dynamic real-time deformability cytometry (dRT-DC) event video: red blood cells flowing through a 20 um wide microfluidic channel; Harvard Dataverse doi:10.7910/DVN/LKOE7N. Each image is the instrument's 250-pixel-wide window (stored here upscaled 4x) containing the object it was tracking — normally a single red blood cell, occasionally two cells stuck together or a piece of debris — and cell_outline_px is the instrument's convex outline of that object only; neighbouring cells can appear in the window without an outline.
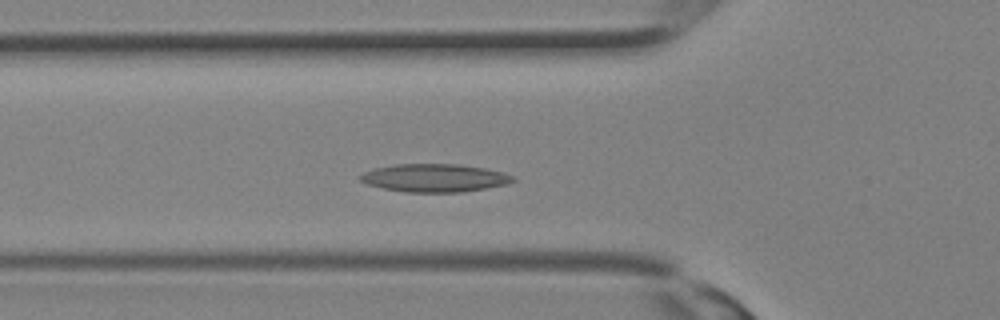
{"species": "Egyptian fruit bat (a non-hibernating species)", "species_latin": "Rousettus aegyptiacus", "temperature_condition": "room temperature", "stored_images_in_passage": 25, "camera_frame_rate_fps": 3000, "um_per_image_px": 0.085, "animal": {"sex": "female"}, "frame": {"image": 1, "passage_image": 7, "time_ms": 2.0, "image_size_px": [1000, 320], "cell_outline_px": [[516, 180], [508, 184], [460, 192], [404, 192], [384, 188], [368, 184], [360, 180], [360, 176], [364, 172], [372, 168], [396, 164], [456, 164], [484, 168], [516, 176]], "centroid_in_image_um": [36.94, 15.12], "position_along_channel_um": 88.9, "area_um2": 24.8}}
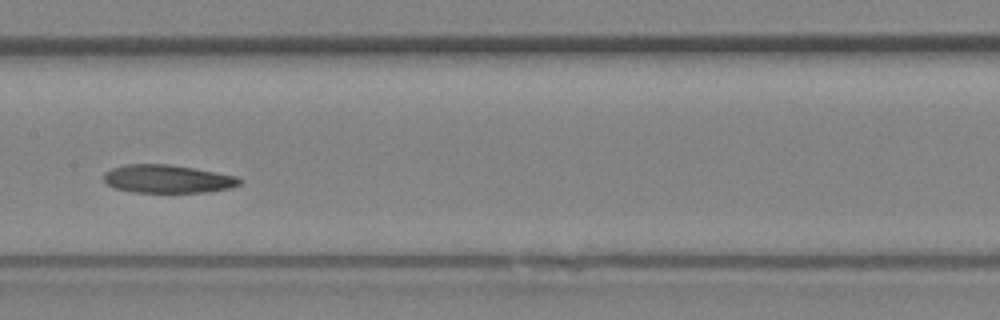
{"frame": {"image": 2, "passage_image": 12, "time_ms": 3.667, "image_size_px": [1000, 320], "cell_outline_px": [[244, 180], [240, 184], [228, 188], [204, 192], [136, 192], [116, 188], [108, 184], [104, 180], [104, 172], [112, 168], [124, 164], [168, 164], [216, 172], [236, 176]], "centroid_in_image_um": [14.24, 15.2], "position_along_channel_um": 193.2, "area_um2": 22.08}}
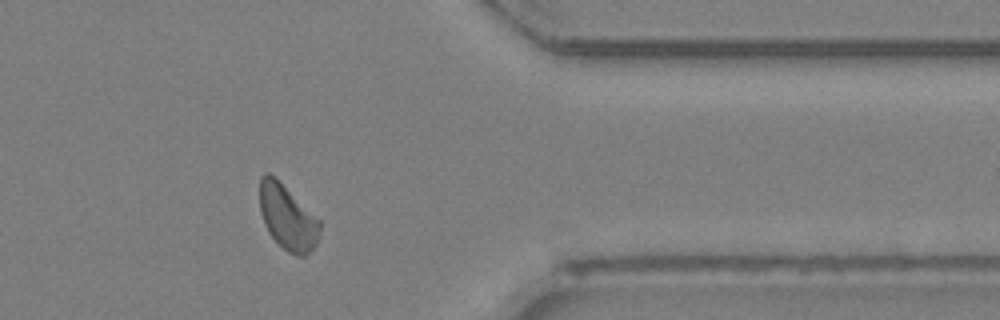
{"frame": {"image": 3, "passage_image": 22, "time_ms": 7.0, "image_size_px": [1000, 320], "cell_outline_px": [[320, 228], [316, 244], [304, 256], [296, 256], [288, 252], [268, 232], [264, 224], [260, 212], [260, 176], [264, 172], [268, 172], [276, 176], [320, 220]], "centroid_in_image_um": [24.42, 18.42], "position_along_channel_um": 387.0, "area_um2": 22.83}}